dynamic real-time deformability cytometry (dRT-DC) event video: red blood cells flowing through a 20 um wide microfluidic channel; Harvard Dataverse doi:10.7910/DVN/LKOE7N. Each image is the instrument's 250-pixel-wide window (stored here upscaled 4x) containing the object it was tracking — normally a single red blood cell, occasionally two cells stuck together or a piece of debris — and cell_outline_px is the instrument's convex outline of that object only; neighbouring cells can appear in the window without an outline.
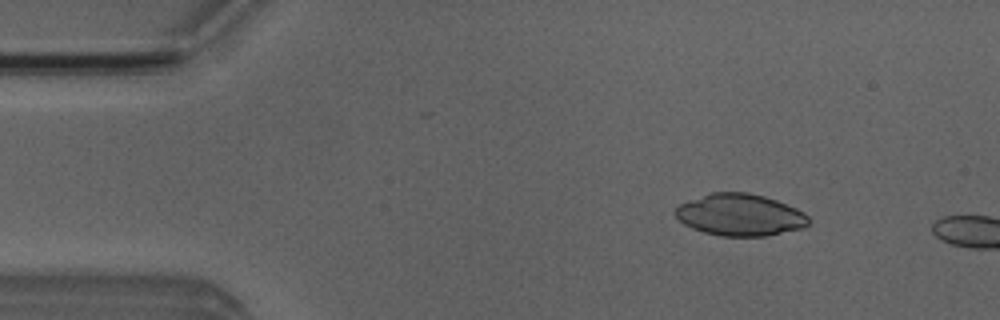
{"species": "Egyptian fruit bat (a non-hibernating species)", "species_latin": "Rousettus aegyptiacus", "temperature_condition": "room temperature", "stored_images_in_passage": 4, "camera_frame_rate_fps": 3000, "um_per_image_px": 0.085, "animal": {"sex": "male"}, "frame": {"image": 1, "passage_image": 3, "time_ms": 2.0, "image_size_px": [1000, 320], "cell_outline_px": [[808, 224], [804, 228], [764, 236], [720, 236], [704, 232], [692, 228], [684, 224], [672, 212], [680, 204], [712, 192], [748, 192], [764, 196], [776, 200], [796, 208], [804, 212], [808, 216]], "centroid_in_image_um": [62.9, 18.27], "position_along_channel_um": 22.1, "area_um2": 32.43}}